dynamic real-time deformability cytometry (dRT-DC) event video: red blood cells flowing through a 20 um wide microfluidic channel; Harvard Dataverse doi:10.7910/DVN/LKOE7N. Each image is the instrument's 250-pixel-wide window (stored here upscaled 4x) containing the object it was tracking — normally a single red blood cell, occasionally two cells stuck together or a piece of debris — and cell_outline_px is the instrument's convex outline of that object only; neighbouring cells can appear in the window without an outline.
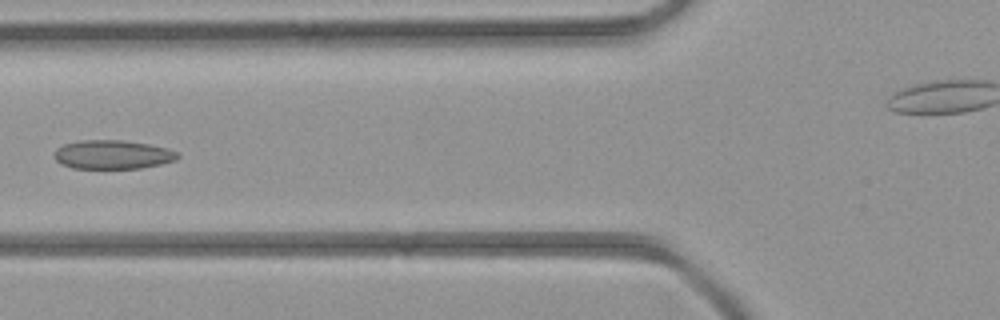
{"species": "common noctule bat (a hibernating species)", "species_latin": "Nyctalus noctula", "temperature_condition": "room temperature", "stored_images_in_passage": 4, "camera_frame_rate_fps": 3000, "um_per_image_px": 0.085, "animal": {"sex": "female", "body_mass_g": 21.9}, "frame": {"image": 1, "passage_image": 4, "time_ms": 4.333, "image_size_px": [1000, 320], "cell_outline_px": [[180, 156], [176, 160], [160, 164], [140, 168], [72, 168], [60, 164], [52, 156], [56, 148], [64, 144], [84, 140], [120, 140], [148, 144], [168, 148], [180, 152]], "centroid_in_image_um": [9.57, 13.14], "position_along_channel_um": 116.2, "area_um2": 20.87}}